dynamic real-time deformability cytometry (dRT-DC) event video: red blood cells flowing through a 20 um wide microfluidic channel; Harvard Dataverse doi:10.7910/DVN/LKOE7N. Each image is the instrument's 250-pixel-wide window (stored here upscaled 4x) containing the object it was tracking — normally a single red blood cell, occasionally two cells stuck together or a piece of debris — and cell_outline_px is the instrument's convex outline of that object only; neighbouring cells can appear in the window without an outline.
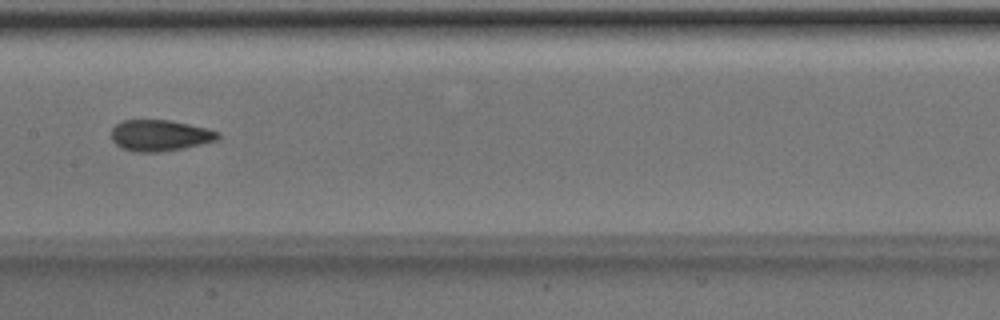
{"species": "Egyptian fruit bat (a non-hibernating species)", "species_latin": "Rousettus aegyptiacus", "temperature_condition": "room temperature", "stored_images_in_passage": 7, "camera_frame_rate_fps": 3000, "um_per_image_px": 0.085, "animal": {"sex": "male"}, "frame": {"image": 1, "passage_image": 7, "time_ms": 2.0, "image_size_px": [1000, 320], "cell_outline_px": [[220, 136], [216, 140], [184, 148], [160, 152], [132, 152], [116, 144], [112, 140], [112, 128], [116, 124], [124, 120], [168, 120], [188, 124], [220, 132]], "centroid_in_image_um": [13.57, 11.52], "position_along_channel_um": 193.8, "area_um2": 19.19}}